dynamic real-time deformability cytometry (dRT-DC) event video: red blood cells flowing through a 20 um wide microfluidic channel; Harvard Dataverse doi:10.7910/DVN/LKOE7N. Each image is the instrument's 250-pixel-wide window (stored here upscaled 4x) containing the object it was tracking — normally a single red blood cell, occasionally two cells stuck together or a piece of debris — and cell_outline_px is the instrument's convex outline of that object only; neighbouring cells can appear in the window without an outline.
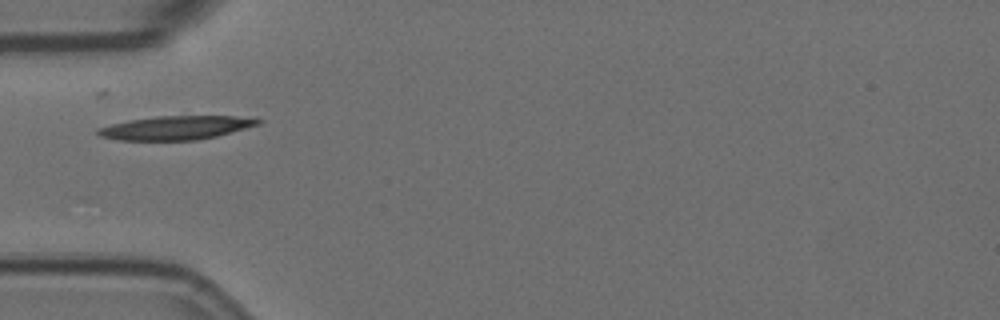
{"species": "Egyptian fruit bat (a non-hibernating species)", "species_latin": "Rousettus aegyptiacus", "temperature_condition": "room temperature", "stored_images_in_passage": 28, "camera_frame_rate_fps": 3000, "um_per_image_px": 0.085, "animal": {"sex": "female"}, "frame": {"image": 1, "passage_image": 1, "time_ms": 0.0, "image_size_px": [1000, 320], "cell_outline_px": [[264, 120], [260, 124], [216, 136], [196, 140], [120, 140], [100, 136], [96, 132], [96, 128], [128, 120], [156, 116], [236, 116]], "centroid_in_image_um": [14.93, 10.85], "position_along_channel_um": 70.1, "area_um2": 22.02}}
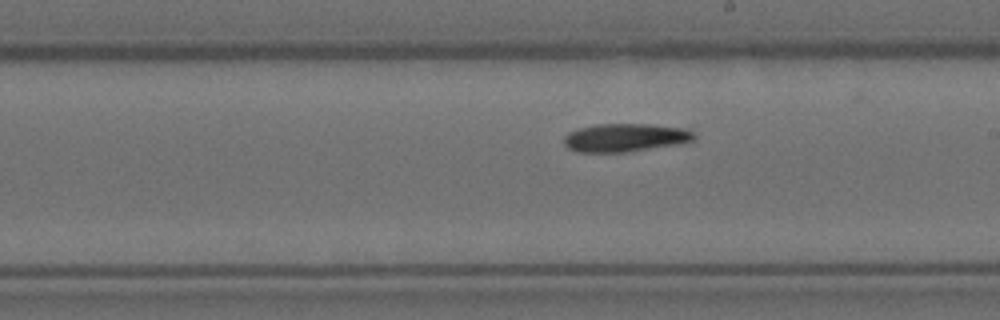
{"frame": {"image": 2, "passage_image": 15, "time_ms": 4.667, "image_size_px": [1000, 320], "cell_outline_px": [[696, 136], [692, 140], [680, 144], [624, 152], [576, 152], [568, 148], [564, 144], [564, 136], [568, 132], [580, 128], [596, 124], [692, 124]], "centroid_in_image_um": [53.32, 11.66], "position_along_channel_um": 235.7, "area_um2": 22.31}}
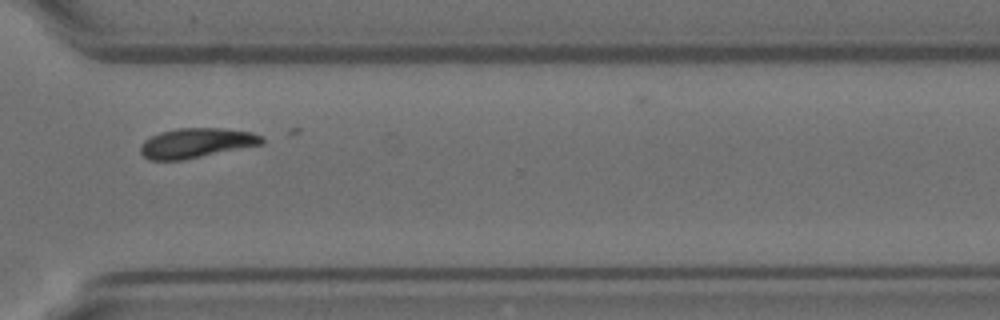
{"frame": {"image": 3, "passage_image": 25, "time_ms": 8.0, "image_size_px": [1000, 320], "cell_outline_px": [[264, 144], [180, 160], [148, 160], [140, 152], [140, 144], [144, 140], [160, 132], [176, 128], [220, 128], [252, 132], [260, 136], [264, 140]], "centroid_in_image_um": [16.66, 12.15], "position_along_channel_um": 353.9, "area_um2": 20.92}}